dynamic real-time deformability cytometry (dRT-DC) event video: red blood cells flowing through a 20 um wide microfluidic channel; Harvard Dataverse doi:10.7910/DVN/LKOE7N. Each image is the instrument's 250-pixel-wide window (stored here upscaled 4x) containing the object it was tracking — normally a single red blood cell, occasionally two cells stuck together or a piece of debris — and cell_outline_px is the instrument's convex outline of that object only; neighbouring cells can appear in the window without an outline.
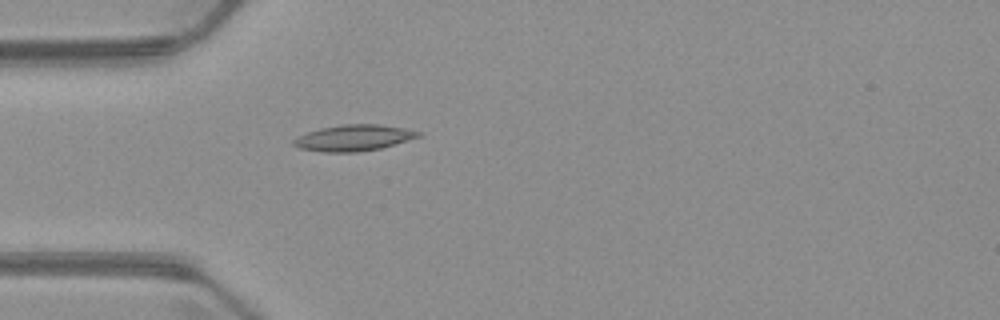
{"species": "common noctule bat (a hibernating species)", "species_latin": "Nyctalus noctula", "temperature_condition": "warm", "stored_images_in_passage": 4, "camera_frame_rate_fps": 3000, "um_per_image_px": 0.085, "animal": {"sex": "male", "body_mass_g": 23.1, "forearm_length_mm": 52.7}, "frame": {"image": 1, "passage_image": 4, "time_ms": 3.667, "image_size_px": [1000, 320], "cell_outline_px": [[424, 132], [420, 136], [380, 148], [356, 152], [324, 152], [300, 148], [292, 144], [292, 140], [308, 132], [320, 128], [344, 124], [380, 124], [404, 128]], "centroid_in_image_um": [30.07, 11.71], "position_along_channel_um": 54.9, "area_um2": 18.79}}